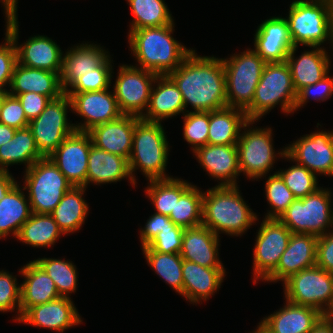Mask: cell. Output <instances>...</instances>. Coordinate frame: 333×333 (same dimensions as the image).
<instances>
[{"label":"cell","instance_id":"d4e9b609","mask_svg":"<svg viewBox=\"0 0 333 333\" xmlns=\"http://www.w3.org/2000/svg\"><path fill=\"white\" fill-rule=\"evenodd\" d=\"M312 50L304 51L295 57L298 47L289 52L286 62L290 68L293 85L298 93L306 86L315 84L328 75L331 68L330 55L324 47H310Z\"/></svg>","mask_w":333,"mask_h":333},{"label":"cell","instance_id":"c3c4849f","mask_svg":"<svg viewBox=\"0 0 333 333\" xmlns=\"http://www.w3.org/2000/svg\"><path fill=\"white\" fill-rule=\"evenodd\" d=\"M184 228L172 223L169 228L161 230L158 235L141 249H152L160 253L179 254L182 245Z\"/></svg>","mask_w":333,"mask_h":333},{"label":"cell","instance_id":"91938a15","mask_svg":"<svg viewBox=\"0 0 333 333\" xmlns=\"http://www.w3.org/2000/svg\"><path fill=\"white\" fill-rule=\"evenodd\" d=\"M251 333V332H250ZM252 333H272L261 322L257 325V329Z\"/></svg>","mask_w":333,"mask_h":333},{"label":"cell","instance_id":"f546056e","mask_svg":"<svg viewBox=\"0 0 333 333\" xmlns=\"http://www.w3.org/2000/svg\"><path fill=\"white\" fill-rule=\"evenodd\" d=\"M9 87L8 94L15 97L21 93L34 92L53 100L65 93L61 85L60 73L29 68L18 62Z\"/></svg>","mask_w":333,"mask_h":333},{"label":"cell","instance_id":"ba28073f","mask_svg":"<svg viewBox=\"0 0 333 333\" xmlns=\"http://www.w3.org/2000/svg\"><path fill=\"white\" fill-rule=\"evenodd\" d=\"M332 196L331 189L320 187L305 198L295 199L279 220L292 233L322 236L333 230Z\"/></svg>","mask_w":333,"mask_h":333},{"label":"cell","instance_id":"74e56055","mask_svg":"<svg viewBox=\"0 0 333 333\" xmlns=\"http://www.w3.org/2000/svg\"><path fill=\"white\" fill-rule=\"evenodd\" d=\"M63 232L50 214H31L22 225L17 240L32 247H52Z\"/></svg>","mask_w":333,"mask_h":333},{"label":"cell","instance_id":"681fc988","mask_svg":"<svg viewBox=\"0 0 333 333\" xmlns=\"http://www.w3.org/2000/svg\"><path fill=\"white\" fill-rule=\"evenodd\" d=\"M4 41V44H0V91H8L5 87L10 86L18 62L15 43L6 32Z\"/></svg>","mask_w":333,"mask_h":333},{"label":"cell","instance_id":"be15d7a7","mask_svg":"<svg viewBox=\"0 0 333 333\" xmlns=\"http://www.w3.org/2000/svg\"><path fill=\"white\" fill-rule=\"evenodd\" d=\"M17 4H18V0H14L9 6H10L13 10L18 11V10H17V8H18Z\"/></svg>","mask_w":333,"mask_h":333},{"label":"cell","instance_id":"4fadbf2b","mask_svg":"<svg viewBox=\"0 0 333 333\" xmlns=\"http://www.w3.org/2000/svg\"><path fill=\"white\" fill-rule=\"evenodd\" d=\"M68 110H71V100L64 93L51 100L40 115L29 122L28 127L44 157L50 156L75 131L73 123L67 118Z\"/></svg>","mask_w":333,"mask_h":333},{"label":"cell","instance_id":"6da1fadb","mask_svg":"<svg viewBox=\"0 0 333 333\" xmlns=\"http://www.w3.org/2000/svg\"><path fill=\"white\" fill-rule=\"evenodd\" d=\"M168 76L182 93L185 112H211L227 107L226 78L222 58L201 56L193 50Z\"/></svg>","mask_w":333,"mask_h":333},{"label":"cell","instance_id":"83f0119b","mask_svg":"<svg viewBox=\"0 0 333 333\" xmlns=\"http://www.w3.org/2000/svg\"><path fill=\"white\" fill-rule=\"evenodd\" d=\"M19 273L24 277L20 284V319L29 308L60 298L55 282L34 260Z\"/></svg>","mask_w":333,"mask_h":333},{"label":"cell","instance_id":"ee69618b","mask_svg":"<svg viewBox=\"0 0 333 333\" xmlns=\"http://www.w3.org/2000/svg\"><path fill=\"white\" fill-rule=\"evenodd\" d=\"M109 56L100 66L78 78L65 93L101 91L111 88L113 66Z\"/></svg>","mask_w":333,"mask_h":333},{"label":"cell","instance_id":"ac0fdd59","mask_svg":"<svg viewBox=\"0 0 333 333\" xmlns=\"http://www.w3.org/2000/svg\"><path fill=\"white\" fill-rule=\"evenodd\" d=\"M92 144L88 132L75 130L48 156L73 186L86 187L88 156Z\"/></svg>","mask_w":333,"mask_h":333},{"label":"cell","instance_id":"e0dca14e","mask_svg":"<svg viewBox=\"0 0 333 333\" xmlns=\"http://www.w3.org/2000/svg\"><path fill=\"white\" fill-rule=\"evenodd\" d=\"M71 100V112L80 115L84 123L73 124L76 131L88 132L93 127L113 121L123 115L118 107L114 91L66 93Z\"/></svg>","mask_w":333,"mask_h":333},{"label":"cell","instance_id":"4dcf8cb0","mask_svg":"<svg viewBox=\"0 0 333 333\" xmlns=\"http://www.w3.org/2000/svg\"><path fill=\"white\" fill-rule=\"evenodd\" d=\"M285 301L282 308L261 320L272 333H310L324 316L314 308Z\"/></svg>","mask_w":333,"mask_h":333},{"label":"cell","instance_id":"3957f363","mask_svg":"<svg viewBox=\"0 0 333 333\" xmlns=\"http://www.w3.org/2000/svg\"><path fill=\"white\" fill-rule=\"evenodd\" d=\"M237 186H214L203 191L202 225L217 236H242L258 220Z\"/></svg>","mask_w":333,"mask_h":333},{"label":"cell","instance_id":"2e32d148","mask_svg":"<svg viewBox=\"0 0 333 333\" xmlns=\"http://www.w3.org/2000/svg\"><path fill=\"white\" fill-rule=\"evenodd\" d=\"M285 159L318 175L333 176V131H315L286 146Z\"/></svg>","mask_w":333,"mask_h":333},{"label":"cell","instance_id":"30bf717a","mask_svg":"<svg viewBox=\"0 0 333 333\" xmlns=\"http://www.w3.org/2000/svg\"><path fill=\"white\" fill-rule=\"evenodd\" d=\"M252 124H255V121L249 120L242 127L244 131L240 133L237 142L239 169L249 180H258L266 178V174L273 169L276 157L284 158L286 147L276 152L271 127L253 128Z\"/></svg>","mask_w":333,"mask_h":333},{"label":"cell","instance_id":"f5cc1de1","mask_svg":"<svg viewBox=\"0 0 333 333\" xmlns=\"http://www.w3.org/2000/svg\"><path fill=\"white\" fill-rule=\"evenodd\" d=\"M316 266L333 274V230L318 237Z\"/></svg>","mask_w":333,"mask_h":333},{"label":"cell","instance_id":"44dd1931","mask_svg":"<svg viewBox=\"0 0 333 333\" xmlns=\"http://www.w3.org/2000/svg\"><path fill=\"white\" fill-rule=\"evenodd\" d=\"M294 47L285 17H271L258 25L254 51L266 62H285Z\"/></svg>","mask_w":333,"mask_h":333},{"label":"cell","instance_id":"11a10c76","mask_svg":"<svg viewBox=\"0 0 333 333\" xmlns=\"http://www.w3.org/2000/svg\"><path fill=\"white\" fill-rule=\"evenodd\" d=\"M173 222L166 215L154 212L140 230L141 247H146L161 230L169 228Z\"/></svg>","mask_w":333,"mask_h":333},{"label":"cell","instance_id":"ffe728a7","mask_svg":"<svg viewBox=\"0 0 333 333\" xmlns=\"http://www.w3.org/2000/svg\"><path fill=\"white\" fill-rule=\"evenodd\" d=\"M73 303L71 298L60 297L51 302L33 306L21 316L19 323L62 333L68 328L83 323Z\"/></svg>","mask_w":333,"mask_h":333},{"label":"cell","instance_id":"8fae6325","mask_svg":"<svg viewBox=\"0 0 333 333\" xmlns=\"http://www.w3.org/2000/svg\"><path fill=\"white\" fill-rule=\"evenodd\" d=\"M285 300L311 307L323 315L333 311V274L314 266L283 282Z\"/></svg>","mask_w":333,"mask_h":333},{"label":"cell","instance_id":"60d3db41","mask_svg":"<svg viewBox=\"0 0 333 333\" xmlns=\"http://www.w3.org/2000/svg\"><path fill=\"white\" fill-rule=\"evenodd\" d=\"M34 261L55 282L59 296L71 298V294L75 293L78 288V272L74 263L70 260L46 257L38 258Z\"/></svg>","mask_w":333,"mask_h":333},{"label":"cell","instance_id":"f6af8a7d","mask_svg":"<svg viewBox=\"0 0 333 333\" xmlns=\"http://www.w3.org/2000/svg\"><path fill=\"white\" fill-rule=\"evenodd\" d=\"M146 197L149 198L156 213L166 216L174 212L175 206V178L150 180L145 189Z\"/></svg>","mask_w":333,"mask_h":333},{"label":"cell","instance_id":"7c38bea8","mask_svg":"<svg viewBox=\"0 0 333 333\" xmlns=\"http://www.w3.org/2000/svg\"><path fill=\"white\" fill-rule=\"evenodd\" d=\"M3 7L6 20L5 30L15 43L18 63L29 68L61 73L64 52L60 46L46 35H34L26 42L18 44L17 11L10 6Z\"/></svg>","mask_w":333,"mask_h":333},{"label":"cell","instance_id":"8d00e7d4","mask_svg":"<svg viewBox=\"0 0 333 333\" xmlns=\"http://www.w3.org/2000/svg\"><path fill=\"white\" fill-rule=\"evenodd\" d=\"M43 157L31 129H16L13 139L0 147V171H9L8 166L15 164H24L26 170Z\"/></svg>","mask_w":333,"mask_h":333},{"label":"cell","instance_id":"7bdbcfd3","mask_svg":"<svg viewBox=\"0 0 333 333\" xmlns=\"http://www.w3.org/2000/svg\"><path fill=\"white\" fill-rule=\"evenodd\" d=\"M275 173L282 178L296 199L305 198L320 188L317 175L297 163L288 169H280Z\"/></svg>","mask_w":333,"mask_h":333},{"label":"cell","instance_id":"03108f58","mask_svg":"<svg viewBox=\"0 0 333 333\" xmlns=\"http://www.w3.org/2000/svg\"><path fill=\"white\" fill-rule=\"evenodd\" d=\"M330 327H331V333H333V315L330 314Z\"/></svg>","mask_w":333,"mask_h":333},{"label":"cell","instance_id":"9c48e42d","mask_svg":"<svg viewBox=\"0 0 333 333\" xmlns=\"http://www.w3.org/2000/svg\"><path fill=\"white\" fill-rule=\"evenodd\" d=\"M226 78L227 107L245 111L254 98L266 62L254 51L246 49L222 58Z\"/></svg>","mask_w":333,"mask_h":333},{"label":"cell","instance_id":"ab89813d","mask_svg":"<svg viewBox=\"0 0 333 333\" xmlns=\"http://www.w3.org/2000/svg\"><path fill=\"white\" fill-rule=\"evenodd\" d=\"M142 251L155 274L183 297V259L180 254L160 253L152 249H142Z\"/></svg>","mask_w":333,"mask_h":333},{"label":"cell","instance_id":"d6986e66","mask_svg":"<svg viewBox=\"0 0 333 333\" xmlns=\"http://www.w3.org/2000/svg\"><path fill=\"white\" fill-rule=\"evenodd\" d=\"M318 237L312 234L292 233L277 268L264 280L282 283L298 272L316 266Z\"/></svg>","mask_w":333,"mask_h":333},{"label":"cell","instance_id":"8992f818","mask_svg":"<svg viewBox=\"0 0 333 333\" xmlns=\"http://www.w3.org/2000/svg\"><path fill=\"white\" fill-rule=\"evenodd\" d=\"M288 10L285 19L294 47H322L329 41L333 51L328 0H294Z\"/></svg>","mask_w":333,"mask_h":333},{"label":"cell","instance_id":"94428289","mask_svg":"<svg viewBox=\"0 0 333 333\" xmlns=\"http://www.w3.org/2000/svg\"><path fill=\"white\" fill-rule=\"evenodd\" d=\"M330 10V25L333 32V0H328Z\"/></svg>","mask_w":333,"mask_h":333},{"label":"cell","instance_id":"1f68e13d","mask_svg":"<svg viewBox=\"0 0 333 333\" xmlns=\"http://www.w3.org/2000/svg\"><path fill=\"white\" fill-rule=\"evenodd\" d=\"M124 178H129L131 185L136 186L130 173L128 160L92 144L88 156L86 188L90 183L94 185L114 183Z\"/></svg>","mask_w":333,"mask_h":333},{"label":"cell","instance_id":"6125c7cd","mask_svg":"<svg viewBox=\"0 0 333 333\" xmlns=\"http://www.w3.org/2000/svg\"><path fill=\"white\" fill-rule=\"evenodd\" d=\"M8 95V91H0V113L4 103L5 97Z\"/></svg>","mask_w":333,"mask_h":333},{"label":"cell","instance_id":"4316f807","mask_svg":"<svg viewBox=\"0 0 333 333\" xmlns=\"http://www.w3.org/2000/svg\"><path fill=\"white\" fill-rule=\"evenodd\" d=\"M110 55L103 46L81 43L63 54L60 81L64 92L82 75L100 66Z\"/></svg>","mask_w":333,"mask_h":333},{"label":"cell","instance_id":"7a4b0ae2","mask_svg":"<svg viewBox=\"0 0 333 333\" xmlns=\"http://www.w3.org/2000/svg\"><path fill=\"white\" fill-rule=\"evenodd\" d=\"M174 28L173 22L165 26L129 31V48L138 63L133 66L157 75H168L179 67L193 49L186 48L173 38Z\"/></svg>","mask_w":333,"mask_h":333},{"label":"cell","instance_id":"b9f144b4","mask_svg":"<svg viewBox=\"0 0 333 333\" xmlns=\"http://www.w3.org/2000/svg\"><path fill=\"white\" fill-rule=\"evenodd\" d=\"M265 195L271 210H267L265 218L279 219L290 204L296 199L282 178L277 174H269L265 182Z\"/></svg>","mask_w":333,"mask_h":333},{"label":"cell","instance_id":"52a82bcc","mask_svg":"<svg viewBox=\"0 0 333 333\" xmlns=\"http://www.w3.org/2000/svg\"><path fill=\"white\" fill-rule=\"evenodd\" d=\"M24 190L36 214H50L73 185L49 157L34 162L24 173Z\"/></svg>","mask_w":333,"mask_h":333},{"label":"cell","instance_id":"6f0895ef","mask_svg":"<svg viewBox=\"0 0 333 333\" xmlns=\"http://www.w3.org/2000/svg\"><path fill=\"white\" fill-rule=\"evenodd\" d=\"M310 333H331L330 314L324 315Z\"/></svg>","mask_w":333,"mask_h":333},{"label":"cell","instance_id":"680465c9","mask_svg":"<svg viewBox=\"0 0 333 333\" xmlns=\"http://www.w3.org/2000/svg\"><path fill=\"white\" fill-rule=\"evenodd\" d=\"M16 128L4 125L0 122V147L13 139Z\"/></svg>","mask_w":333,"mask_h":333},{"label":"cell","instance_id":"5b68a950","mask_svg":"<svg viewBox=\"0 0 333 333\" xmlns=\"http://www.w3.org/2000/svg\"><path fill=\"white\" fill-rule=\"evenodd\" d=\"M297 92L287 62L266 63L256 87L252 104L245 110L250 121H259L276 105L281 112L294 114Z\"/></svg>","mask_w":333,"mask_h":333},{"label":"cell","instance_id":"277c9868","mask_svg":"<svg viewBox=\"0 0 333 333\" xmlns=\"http://www.w3.org/2000/svg\"><path fill=\"white\" fill-rule=\"evenodd\" d=\"M161 122H149L141 118L133 133L132 151L128 159L131 176L136 182L135 172L140 170L150 180L171 178L166 173L169 141Z\"/></svg>","mask_w":333,"mask_h":333},{"label":"cell","instance_id":"f35d334b","mask_svg":"<svg viewBox=\"0 0 333 333\" xmlns=\"http://www.w3.org/2000/svg\"><path fill=\"white\" fill-rule=\"evenodd\" d=\"M133 15L130 30L172 24L174 19L164 0H126Z\"/></svg>","mask_w":333,"mask_h":333},{"label":"cell","instance_id":"d590c367","mask_svg":"<svg viewBox=\"0 0 333 333\" xmlns=\"http://www.w3.org/2000/svg\"><path fill=\"white\" fill-rule=\"evenodd\" d=\"M85 191L84 186H73L50 213L65 235L77 232L85 223L89 212L88 202L83 198Z\"/></svg>","mask_w":333,"mask_h":333},{"label":"cell","instance_id":"bcb514c9","mask_svg":"<svg viewBox=\"0 0 333 333\" xmlns=\"http://www.w3.org/2000/svg\"><path fill=\"white\" fill-rule=\"evenodd\" d=\"M183 116V139L192 146L194 152L208 144L209 112L191 110Z\"/></svg>","mask_w":333,"mask_h":333},{"label":"cell","instance_id":"e575fe53","mask_svg":"<svg viewBox=\"0 0 333 333\" xmlns=\"http://www.w3.org/2000/svg\"><path fill=\"white\" fill-rule=\"evenodd\" d=\"M249 120L245 111L224 107L209 112L208 144L237 145L242 127Z\"/></svg>","mask_w":333,"mask_h":333},{"label":"cell","instance_id":"f1b7e54d","mask_svg":"<svg viewBox=\"0 0 333 333\" xmlns=\"http://www.w3.org/2000/svg\"><path fill=\"white\" fill-rule=\"evenodd\" d=\"M185 112L182 93L168 75H158L153 83L150 100L142 120L161 122Z\"/></svg>","mask_w":333,"mask_h":333},{"label":"cell","instance_id":"d6a6232c","mask_svg":"<svg viewBox=\"0 0 333 333\" xmlns=\"http://www.w3.org/2000/svg\"><path fill=\"white\" fill-rule=\"evenodd\" d=\"M203 192L196 185L175 177L174 212L168 216L177 226L192 228L202 225Z\"/></svg>","mask_w":333,"mask_h":333},{"label":"cell","instance_id":"484cf974","mask_svg":"<svg viewBox=\"0 0 333 333\" xmlns=\"http://www.w3.org/2000/svg\"><path fill=\"white\" fill-rule=\"evenodd\" d=\"M225 275V268H207L183 260V297L193 305L207 301L219 291Z\"/></svg>","mask_w":333,"mask_h":333},{"label":"cell","instance_id":"5bb4252c","mask_svg":"<svg viewBox=\"0 0 333 333\" xmlns=\"http://www.w3.org/2000/svg\"><path fill=\"white\" fill-rule=\"evenodd\" d=\"M113 85V91L122 114L142 117L150 100V93L157 74L122 64Z\"/></svg>","mask_w":333,"mask_h":333},{"label":"cell","instance_id":"7dc6e473","mask_svg":"<svg viewBox=\"0 0 333 333\" xmlns=\"http://www.w3.org/2000/svg\"><path fill=\"white\" fill-rule=\"evenodd\" d=\"M0 270V312H13L17 310L15 319L20 320V287L19 282L12 273Z\"/></svg>","mask_w":333,"mask_h":333},{"label":"cell","instance_id":"816d5d0a","mask_svg":"<svg viewBox=\"0 0 333 333\" xmlns=\"http://www.w3.org/2000/svg\"><path fill=\"white\" fill-rule=\"evenodd\" d=\"M0 122L16 129L29 126L25 111L17 97L10 94L5 97L0 113Z\"/></svg>","mask_w":333,"mask_h":333},{"label":"cell","instance_id":"9f6ffc18","mask_svg":"<svg viewBox=\"0 0 333 333\" xmlns=\"http://www.w3.org/2000/svg\"><path fill=\"white\" fill-rule=\"evenodd\" d=\"M17 183L9 171H0V200Z\"/></svg>","mask_w":333,"mask_h":333},{"label":"cell","instance_id":"7402d4cb","mask_svg":"<svg viewBox=\"0 0 333 333\" xmlns=\"http://www.w3.org/2000/svg\"><path fill=\"white\" fill-rule=\"evenodd\" d=\"M194 156L217 186H237L240 176L237 145L207 144L196 149Z\"/></svg>","mask_w":333,"mask_h":333},{"label":"cell","instance_id":"836d02e7","mask_svg":"<svg viewBox=\"0 0 333 333\" xmlns=\"http://www.w3.org/2000/svg\"><path fill=\"white\" fill-rule=\"evenodd\" d=\"M18 183L0 200V239H6L10 234L17 238L22 225L32 214L24 187Z\"/></svg>","mask_w":333,"mask_h":333},{"label":"cell","instance_id":"9a60e30c","mask_svg":"<svg viewBox=\"0 0 333 333\" xmlns=\"http://www.w3.org/2000/svg\"><path fill=\"white\" fill-rule=\"evenodd\" d=\"M253 249V283L263 281L277 268L292 232L279 220L263 218Z\"/></svg>","mask_w":333,"mask_h":333},{"label":"cell","instance_id":"e7e4bbea","mask_svg":"<svg viewBox=\"0 0 333 333\" xmlns=\"http://www.w3.org/2000/svg\"><path fill=\"white\" fill-rule=\"evenodd\" d=\"M14 0H0L3 6H9Z\"/></svg>","mask_w":333,"mask_h":333},{"label":"cell","instance_id":"603a6c76","mask_svg":"<svg viewBox=\"0 0 333 333\" xmlns=\"http://www.w3.org/2000/svg\"><path fill=\"white\" fill-rule=\"evenodd\" d=\"M139 119L123 114L113 121L93 127L88 133L93 145L128 160L132 151L134 127Z\"/></svg>","mask_w":333,"mask_h":333},{"label":"cell","instance_id":"db71d44e","mask_svg":"<svg viewBox=\"0 0 333 333\" xmlns=\"http://www.w3.org/2000/svg\"><path fill=\"white\" fill-rule=\"evenodd\" d=\"M16 97L21 102L23 110L25 111V116L29 122L37 118L51 101L48 96L34 92L21 93Z\"/></svg>","mask_w":333,"mask_h":333},{"label":"cell","instance_id":"cb8c5ba5","mask_svg":"<svg viewBox=\"0 0 333 333\" xmlns=\"http://www.w3.org/2000/svg\"><path fill=\"white\" fill-rule=\"evenodd\" d=\"M219 237L204 225L185 228L180 256L207 268H224L219 258Z\"/></svg>","mask_w":333,"mask_h":333},{"label":"cell","instance_id":"f907efd6","mask_svg":"<svg viewBox=\"0 0 333 333\" xmlns=\"http://www.w3.org/2000/svg\"><path fill=\"white\" fill-rule=\"evenodd\" d=\"M333 95V76L326 75L322 80L315 84L309 85L301 89L297 93L296 103L294 106V112L297 109H301L310 98L313 100L323 102L332 97Z\"/></svg>","mask_w":333,"mask_h":333}]
</instances>
